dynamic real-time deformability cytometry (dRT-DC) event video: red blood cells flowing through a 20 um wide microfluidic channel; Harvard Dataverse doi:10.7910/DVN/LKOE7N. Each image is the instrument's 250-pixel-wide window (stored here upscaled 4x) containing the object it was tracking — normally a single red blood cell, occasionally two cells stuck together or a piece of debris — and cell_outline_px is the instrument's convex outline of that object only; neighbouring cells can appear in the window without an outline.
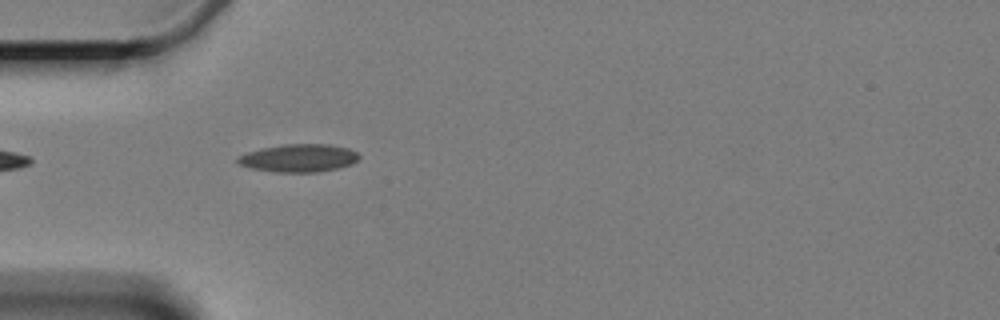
{"species": "Egyptian fruit bat (a non-hibernating species)", "species_latin": "Rousettus aegyptiacus", "temperature_condition": "cold", "stored_images_in_passage": 2, "camera_frame_rate_fps": 3000, "um_per_image_px": 0.085, "animal": {"sex": "female"}, "frame": {"image": 1, "passage_image": 1, "time_ms": 0.0, "image_size_px": [1000, 320], "cell_outline_px": [[360, 156], [356, 160], [348, 164], [336, 168], [316, 172], [276, 172], [252, 168], [240, 164], [236, 160], [240, 156], [248, 152], [260, 148], [284, 144], [328, 144], [348, 148], [356, 152]], "centroid_in_image_um": [25.38, 13.42], "position_along_channel_um": 59.6, "area_um2": 19.36}}
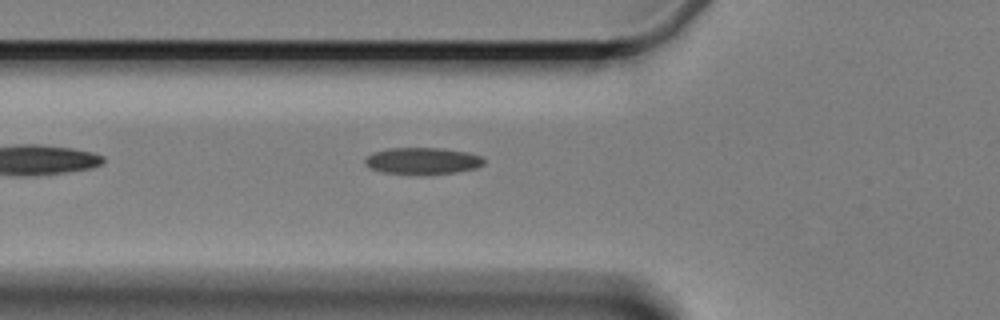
{"frame": {"image": 2, "passage_image": 2, "time_ms": 1.0, "image_size_px": [1000, 320], "cell_outline_px": [[484, 164], [476, 168], [456, 172], [424, 176], [420, 176], [380, 172], [368, 168], [364, 164], [364, 160], [368, 156], [376, 152], [388, 148], [440, 148], [468, 152], [484, 156]], "centroid_in_image_um": [35.92, 13.7], "position_along_channel_um": 89.9, "area_um2": 19.07}}